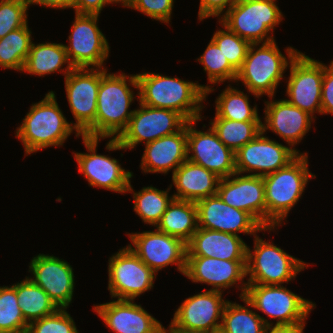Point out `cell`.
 <instances>
[{"instance_id": "cell-11", "label": "cell", "mask_w": 333, "mask_h": 333, "mask_svg": "<svg viewBox=\"0 0 333 333\" xmlns=\"http://www.w3.org/2000/svg\"><path fill=\"white\" fill-rule=\"evenodd\" d=\"M108 290L118 300H133L153 288L155 272L126 246L108 260Z\"/></svg>"}, {"instance_id": "cell-24", "label": "cell", "mask_w": 333, "mask_h": 333, "mask_svg": "<svg viewBox=\"0 0 333 333\" xmlns=\"http://www.w3.org/2000/svg\"><path fill=\"white\" fill-rule=\"evenodd\" d=\"M265 121L262 131L272 130L291 147L298 144L311 128L315 118L286 99L265 101Z\"/></svg>"}, {"instance_id": "cell-16", "label": "cell", "mask_w": 333, "mask_h": 333, "mask_svg": "<svg viewBox=\"0 0 333 333\" xmlns=\"http://www.w3.org/2000/svg\"><path fill=\"white\" fill-rule=\"evenodd\" d=\"M128 236L134 247L131 244L128 246L155 273L169 265L176 264L178 271L184 275L187 247L181 239L157 229L142 233H129Z\"/></svg>"}, {"instance_id": "cell-6", "label": "cell", "mask_w": 333, "mask_h": 333, "mask_svg": "<svg viewBox=\"0 0 333 333\" xmlns=\"http://www.w3.org/2000/svg\"><path fill=\"white\" fill-rule=\"evenodd\" d=\"M240 299L248 306L277 319L279 325H305L314 303L286 289L283 285L246 284Z\"/></svg>"}, {"instance_id": "cell-33", "label": "cell", "mask_w": 333, "mask_h": 333, "mask_svg": "<svg viewBox=\"0 0 333 333\" xmlns=\"http://www.w3.org/2000/svg\"><path fill=\"white\" fill-rule=\"evenodd\" d=\"M31 34L27 23L0 39V67L23 71L32 45Z\"/></svg>"}, {"instance_id": "cell-26", "label": "cell", "mask_w": 333, "mask_h": 333, "mask_svg": "<svg viewBox=\"0 0 333 333\" xmlns=\"http://www.w3.org/2000/svg\"><path fill=\"white\" fill-rule=\"evenodd\" d=\"M186 256L247 260V244L239 235L198 228L186 244Z\"/></svg>"}, {"instance_id": "cell-34", "label": "cell", "mask_w": 333, "mask_h": 333, "mask_svg": "<svg viewBox=\"0 0 333 333\" xmlns=\"http://www.w3.org/2000/svg\"><path fill=\"white\" fill-rule=\"evenodd\" d=\"M216 114L214 119L232 121H261L257 105L250 107L248 96L230 85L216 99Z\"/></svg>"}, {"instance_id": "cell-32", "label": "cell", "mask_w": 333, "mask_h": 333, "mask_svg": "<svg viewBox=\"0 0 333 333\" xmlns=\"http://www.w3.org/2000/svg\"><path fill=\"white\" fill-rule=\"evenodd\" d=\"M273 324L259 314L240 304L227 301L220 333H264L266 326Z\"/></svg>"}, {"instance_id": "cell-3", "label": "cell", "mask_w": 333, "mask_h": 333, "mask_svg": "<svg viewBox=\"0 0 333 333\" xmlns=\"http://www.w3.org/2000/svg\"><path fill=\"white\" fill-rule=\"evenodd\" d=\"M55 97L50 91L44 99L32 104L17 128L16 137L23 143L26 155L50 146H62L73 131L76 137L81 136L73 123L67 122Z\"/></svg>"}, {"instance_id": "cell-36", "label": "cell", "mask_w": 333, "mask_h": 333, "mask_svg": "<svg viewBox=\"0 0 333 333\" xmlns=\"http://www.w3.org/2000/svg\"><path fill=\"white\" fill-rule=\"evenodd\" d=\"M25 321L17 301L16 289L0 286V333L27 332Z\"/></svg>"}, {"instance_id": "cell-31", "label": "cell", "mask_w": 333, "mask_h": 333, "mask_svg": "<svg viewBox=\"0 0 333 333\" xmlns=\"http://www.w3.org/2000/svg\"><path fill=\"white\" fill-rule=\"evenodd\" d=\"M171 187L172 185L166 191H163L148 186L134 193L130 183L126 192H132L133 194L134 211L136 214L140 216L145 224L147 223L156 227L169 204L174 199L173 195L171 197L168 196Z\"/></svg>"}, {"instance_id": "cell-4", "label": "cell", "mask_w": 333, "mask_h": 333, "mask_svg": "<svg viewBox=\"0 0 333 333\" xmlns=\"http://www.w3.org/2000/svg\"><path fill=\"white\" fill-rule=\"evenodd\" d=\"M307 153H300L286 167L263 176L266 202V228L277 227L299 201L309 179Z\"/></svg>"}, {"instance_id": "cell-46", "label": "cell", "mask_w": 333, "mask_h": 333, "mask_svg": "<svg viewBox=\"0 0 333 333\" xmlns=\"http://www.w3.org/2000/svg\"><path fill=\"white\" fill-rule=\"evenodd\" d=\"M72 2L73 0H27V4L30 7L32 4H38L50 8H60V9H66V8H72Z\"/></svg>"}, {"instance_id": "cell-18", "label": "cell", "mask_w": 333, "mask_h": 333, "mask_svg": "<svg viewBox=\"0 0 333 333\" xmlns=\"http://www.w3.org/2000/svg\"><path fill=\"white\" fill-rule=\"evenodd\" d=\"M88 153H73L82 173L90 186L113 192L125 193L133 173L121 167L117 159L96 152L99 138L82 136Z\"/></svg>"}, {"instance_id": "cell-17", "label": "cell", "mask_w": 333, "mask_h": 333, "mask_svg": "<svg viewBox=\"0 0 333 333\" xmlns=\"http://www.w3.org/2000/svg\"><path fill=\"white\" fill-rule=\"evenodd\" d=\"M197 121L187 122V160L201 165L221 179L231 176L236 172L235 153L219 139L212 127L205 132L195 129Z\"/></svg>"}, {"instance_id": "cell-48", "label": "cell", "mask_w": 333, "mask_h": 333, "mask_svg": "<svg viewBox=\"0 0 333 333\" xmlns=\"http://www.w3.org/2000/svg\"><path fill=\"white\" fill-rule=\"evenodd\" d=\"M163 333H184V332H180V331H176V330H172L170 327L167 330L165 327L163 329Z\"/></svg>"}, {"instance_id": "cell-37", "label": "cell", "mask_w": 333, "mask_h": 333, "mask_svg": "<svg viewBox=\"0 0 333 333\" xmlns=\"http://www.w3.org/2000/svg\"><path fill=\"white\" fill-rule=\"evenodd\" d=\"M198 60L204 65L209 83L218 84L226 80L235 81L237 71L230 65L227 58L212 39Z\"/></svg>"}, {"instance_id": "cell-20", "label": "cell", "mask_w": 333, "mask_h": 333, "mask_svg": "<svg viewBox=\"0 0 333 333\" xmlns=\"http://www.w3.org/2000/svg\"><path fill=\"white\" fill-rule=\"evenodd\" d=\"M239 175L235 172L227 178L220 179L217 194L224 203L249 213L263 228H266L263 177L251 174Z\"/></svg>"}, {"instance_id": "cell-44", "label": "cell", "mask_w": 333, "mask_h": 333, "mask_svg": "<svg viewBox=\"0 0 333 333\" xmlns=\"http://www.w3.org/2000/svg\"><path fill=\"white\" fill-rule=\"evenodd\" d=\"M115 3V0H73L72 8L75 14H97L99 15L106 4Z\"/></svg>"}, {"instance_id": "cell-1", "label": "cell", "mask_w": 333, "mask_h": 333, "mask_svg": "<svg viewBox=\"0 0 333 333\" xmlns=\"http://www.w3.org/2000/svg\"><path fill=\"white\" fill-rule=\"evenodd\" d=\"M137 75L139 102L143 105L170 109L180 113L187 121L201 120L202 105L207 95L214 91L210 86L181 80L159 73ZM202 105V106H201Z\"/></svg>"}, {"instance_id": "cell-15", "label": "cell", "mask_w": 333, "mask_h": 333, "mask_svg": "<svg viewBox=\"0 0 333 333\" xmlns=\"http://www.w3.org/2000/svg\"><path fill=\"white\" fill-rule=\"evenodd\" d=\"M263 134L261 131L235 153V168L240 175L260 171L251 175L263 177L286 167L300 154L295 148L270 140Z\"/></svg>"}, {"instance_id": "cell-27", "label": "cell", "mask_w": 333, "mask_h": 333, "mask_svg": "<svg viewBox=\"0 0 333 333\" xmlns=\"http://www.w3.org/2000/svg\"><path fill=\"white\" fill-rule=\"evenodd\" d=\"M221 178L201 165L186 160L172 174L175 199L197 202L217 194Z\"/></svg>"}, {"instance_id": "cell-12", "label": "cell", "mask_w": 333, "mask_h": 333, "mask_svg": "<svg viewBox=\"0 0 333 333\" xmlns=\"http://www.w3.org/2000/svg\"><path fill=\"white\" fill-rule=\"evenodd\" d=\"M97 14H78L71 27L68 59L74 68H102L109 55V44L100 31ZM91 66V67H90Z\"/></svg>"}, {"instance_id": "cell-23", "label": "cell", "mask_w": 333, "mask_h": 333, "mask_svg": "<svg viewBox=\"0 0 333 333\" xmlns=\"http://www.w3.org/2000/svg\"><path fill=\"white\" fill-rule=\"evenodd\" d=\"M247 260H222L204 256H186L184 275L195 283L213 286L211 290L223 291L237 282H244ZM222 289V290H221Z\"/></svg>"}, {"instance_id": "cell-39", "label": "cell", "mask_w": 333, "mask_h": 333, "mask_svg": "<svg viewBox=\"0 0 333 333\" xmlns=\"http://www.w3.org/2000/svg\"><path fill=\"white\" fill-rule=\"evenodd\" d=\"M27 0L0 1V39L27 24Z\"/></svg>"}, {"instance_id": "cell-40", "label": "cell", "mask_w": 333, "mask_h": 333, "mask_svg": "<svg viewBox=\"0 0 333 333\" xmlns=\"http://www.w3.org/2000/svg\"><path fill=\"white\" fill-rule=\"evenodd\" d=\"M27 333H79L74 320L66 309L28 324Z\"/></svg>"}, {"instance_id": "cell-10", "label": "cell", "mask_w": 333, "mask_h": 333, "mask_svg": "<svg viewBox=\"0 0 333 333\" xmlns=\"http://www.w3.org/2000/svg\"><path fill=\"white\" fill-rule=\"evenodd\" d=\"M100 68H73L65 77V90L71 112L76 120L73 127L81 136L94 138Z\"/></svg>"}, {"instance_id": "cell-8", "label": "cell", "mask_w": 333, "mask_h": 333, "mask_svg": "<svg viewBox=\"0 0 333 333\" xmlns=\"http://www.w3.org/2000/svg\"><path fill=\"white\" fill-rule=\"evenodd\" d=\"M135 109L127 128L118 138H112L106 145L107 150L134 149L145 141L150 143L161 137L180 131L188 122L180 113L163 108L143 105Z\"/></svg>"}, {"instance_id": "cell-22", "label": "cell", "mask_w": 333, "mask_h": 333, "mask_svg": "<svg viewBox=\"0 0 333 333\" xmlns=\"http://www.w3.org/2000/svg\"><path fill=\"white\" fill-rule=\"evenodd\" d=\"M93 310L115 333H163L162 324L133 300H113Z\"/></svg>"}, {"instance_id": "cell-5", "label": "cell", "mask_w": 333, "mask_h": 333, "mask_svg": "<svg viewBox=\"0 0 333 333\" xmlns=\"http://www.w3.org/2000/svg\"><path fill=\"white\" fill-rule=\"evenodd\" d=\"M285 50L289 60L281 53L275 40L261 46L260 43L250 44L235 82L242 81L248 92L257 98L266 94L271 99L290 61L300 52L293 47Z\"/></svg>"}, {"instance_id": "cell-19", "label": "cell", "mask_w": 333, "mask_h": 333, "mask_svg": "<svg viewBox=\"0 0 333 333\" xmlns=\"http://www.w3.org/2000/svg\"><path fill=\"white\" fill-rule=\"evenodd\" d=\"M198 227L238 235H254L260 231L274 230L276 227L263 228L249 213L224 203L218 194L196 202ZM238 233V234H237Z\"/></svg>"}, {"instance_id": "cell-47", "label": "cell", "mask_w": 333, "mask_h": 333, "mask_svg": "<svg viewBox=\"0 0 333 333\" xmlns=\"http://www.w3.org/2000/svg\"><path fill=\"white\" fill-rule=\"evenodd\" d=\"M135 0H115V3H122L123 5L122 6H127V7H130L133 3H134Z\"/></svg>"}, {"instance_id": "cell-29", "label": "cell", "mask_w": 333, "mask_h": 333, "mask_svg": "<svg viewBox=\"0 0 333 333\" xmlns=\"http://www.w3.org/2000/svg\"><path fill=\"white\" fill-rule=\"evenodd\" d=\"M66 63V68L62 69ZM73 68L68 59L65 44L46 42L36 45L32 42L22 72L43 76L59 71L66 77Z\"/></svg>"}, {"instance_id": "cell-13", "label": "cell", "mask_w": 333, "mask_h": 333, "mask_svg": "<svg viewBox=\"0 0 333 333\" xmlns=\"http://www.w3.org/2000/svg\"><path fill=\"white\" fill-rule=\"evenodd\" d=\"M226 303L222 291L210 289L190 296L175 311L169 327L184 333H217Z\"/></svg>"}, {"instance_id": "cell-7", "label": "cell", "mask_w": 333, "mask_h": 333, "mask_svg": "<svg viewBox=\"0 0 333 333\" xmlns=\"http://www.w3.org/2000/svg\"><path fill=\"white\" fill-rule=\"evenodd\" d=\"M275 1L238 0L222 15L220 22L250 44L274 41L269 32H274L283 19Z\"/></svg>"}, {"instance_id": "cell-41", "label": "cell", "mask_w": 333, "mask_h": 333, "mask_svg": "<svg viewBox=\"0 0 333 333\" xmlns=\"http://www.w3.org/2000/svg\"><path fill=\"white\" fill-rule=\"evenodd\" d=\"M174 0H135L129 7L141 11L146 16L169 23L171 19Z\"/></svg>"}, {"instance_id": "cell-43", "label": "cell", "mask_w": 333, "mask_h": 333, "mask_svg": "<svg viewBox=\"0 0 333 333\" xmlns=\"http://www.w3.org/2000/svg\"><path fill=\"white\" fill-rule=\"evenodd\" d=\"M238 0H200L198 17L202 21L208 17L220 15L225 13L237 2ZM227 8V9H225Z\"/></svg>"}, {"instance_id": "cell-21", "label": "cell", "mask_w": 333, "mask_h": 333, "mask_svg": "<svg viewBox=\"0 0 333 333\" xmlns=\"http://www.w3.org/2000/svg\"><path fill=\"white\" fill-rule=\"evenodd\" d=\"M30 262V279L39 285L59 309H67L74 292V272L68 262L53 255L39 254Z\"/></svg>"}, {"instance_id": "cell-35", "label": "cell", "mask_w": 333, "mask_h": 333, "mask_svg": "<svg viewBox=\"0 0 333 333\" xmlns=\"http://www.w3.org/2000/svg\"><path fill=\"white\" fill-rule=\"evenodd\" d=\"M212 121H210L212 129L234 153L262 131V121H232L228 119H214Z\"/></svg>"}, {"instance_id": "cell-30", "label": "cell", "mask_w": 333, "mask_h": 333, "mask_svg": "<svg viewBox=\"0 0 333 333\" xmlns=\"http://www.w3.org/2000/svg\"><path fill=\"white\" fill-rule=\"evenodd\" d=\"M12 286L16 289L18 305L28 324L54 314L59 309L48 294L29 277Z\"/></svg>"}, {"instance_id": "cell-28", "label": "cell", "mask_w": 333, "mask_h": 333, "mask_svg": "<svg viewBox=\"0 0 333 333\" xmlns=\"http://www.w3.org/2000/svg\"><path fill=\"white\" fill-rule=\"evenodd\" d=\"M196 202L173 199L162 215L156 229L188 243L198 230Z\"/></svg>"}, {"instance_id": "cell-45", "label": "cell", "mask_w": 333, "mask_h": 333, "mask_svg": "<svg viewBox=\"0 0 333 333\" xmlns=\"http://www.w3.org/2000/svg\"><path fill=\"white\" fill-rule=\"evenodd\" d=\"M305 325H282L273 324L266 326L264 333H303ZM269 331V332H268Z\"/></svg>"}, {"instance_id": "cell-2", "label": "cell", "mask_w": 333, "mask_h": 333, "mask_svg": "<svg viewBox=\"0 0 333 333\" xmlns=\"http://www.w3.org/2000/svg\"><path fill=\"white\" fill-rule=\"evenodd\" d=\"M127 82L139 89L137 75L111 74L107 73L104 65L100 68L94 138H118L127 128L134 113L128 108L135 98Z\"/></svg>"}, {"instance_id": "cell-14", "label": "cell", "mask_w": 333, "mask_h": 333, "mask_svg": "<svg viewBox=\"0 0 333 333\" xmlns=\"http://www.w3.org/2000/svg\"><path fill=\"white\" fill-rule=\"evenodd\" d=\"M290 76L287 83L286 99L293 106L314 117L321 114V90L323 63L299 52L290 61Z\"/></svg>"}, {"instance_id": "cell-25", "label": "cell", "mask_w": 333, "mask_h": 333, "mask_svg": "<svg viewBox=\"0 0 333 333\" xmlns=\"http://www.w3.org/2000/svg\"><path fill=\"white\" fill-rule=\"evenodd\" d=\"M187 160V123L178 132L145 144L141 160L144 173L174 171Z\"/></svg>"}, {"instance_id": "cell-9", "label": "cell", "mask_w": 333, "mask_h": 333, "mask_svg": "<svg viewBox=\"0 0 333 333\" xmlns=\"http://www.w3.org/2000/svg\"><path fill=\"white\" fill-rule=\"evenodd\" d=\"M254 251L247 247L246 284L282 285L308 267L304 263L269 241L255 235Z\"/></svg>"}, {"instance_id": "cell-38", "label": "cell", "mask_w": 333, "mask_h": 333, "mask_svg": "<svg viewBox=\"0 0 333 333\" xmlns=\"http://www.w3.org/2000/svg\"><path fill=\"white\" fill-rule=\"evenodd\" d=\"M219 23L225 30H217L211 38L220 48L230 65L238 71L247 55L250 43Z\"/></svg>"}, {"instance_id": "cell-42", "label": "cell", "mask_w": 333, "mask_h": 333, "mask_svg": "<svg viewBox=\"0 0 333 333\" xmlns=\"http://www.w3.org/2000/svg\"><path fill=\"white\" fill-rule=\"evenodd\" d=\"M333 114V61L323 64V82L321 90V114Z\"/></svg>"}]
</instances>
